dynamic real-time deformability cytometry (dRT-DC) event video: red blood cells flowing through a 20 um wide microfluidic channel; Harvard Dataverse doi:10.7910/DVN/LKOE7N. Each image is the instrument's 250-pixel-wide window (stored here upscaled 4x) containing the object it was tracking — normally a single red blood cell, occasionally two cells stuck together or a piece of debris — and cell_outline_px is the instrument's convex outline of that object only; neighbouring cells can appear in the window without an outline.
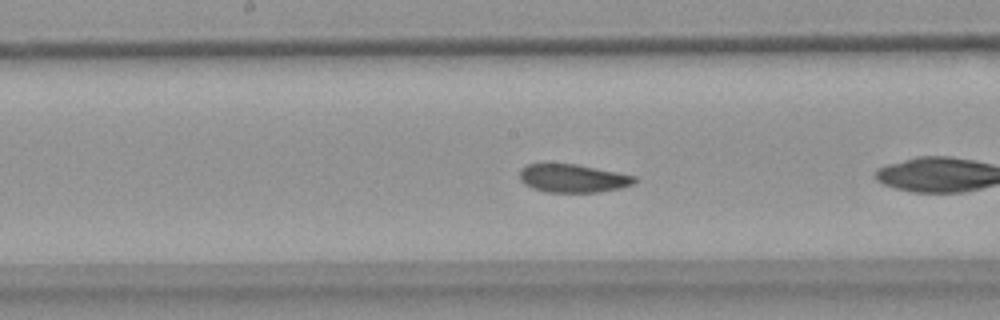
{"species": "common noctule bat (a hibernating species)", "species_latin": "Nyctalus noctula", "temperature_condition": "warm", "stored_images_in_passage": 40, "camera_frame_rate_fps": 3000, "um_per_image_px": 0.085, "animal": {"sex": "female", "body_mass_g": 18.4}, "frame": {"image": 1, "passage_image": 12, "time_ms": 3.667, "image_size_px": [1000, 320], "cell_outline_px": [[636, 180], [632, 184], [620, 188], [600, 192], [544, 192], [532, 188], [524, 184], [520, 180], [520, 168], [528, 164], [576, 164], [636, 176]], "centroid_in_image_um": [48.66, 15.16], "position_along_channel_um": 199.5, "area_um2": 18.84}}
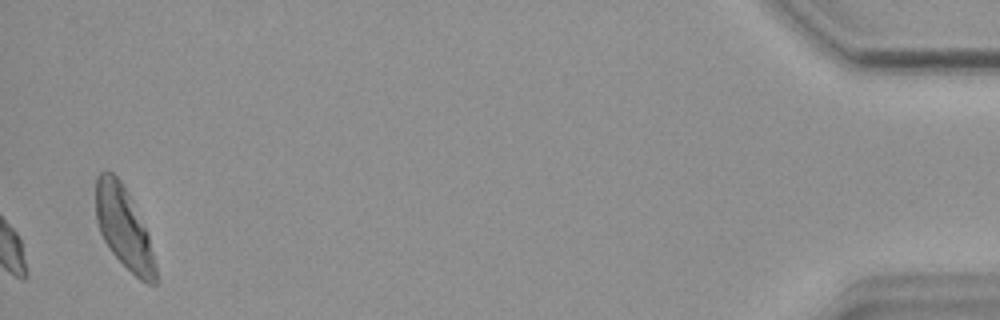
{"frame": {"image": 2, "passage_image": 40, "time_ms": 13.0, "image_size_px": [1000, 320], "cell_outline_px": [[156, 284], [148, 284], [140, 280], [108, 248], [100, 232], [96, 220], [96, 176], [104, 168], [112, 172], [120, 180], [128, 192], [148, 232], [156, 264]], "centroid_in_image_um": [10.52, 19.32], "position_along_channel_um": 424.7, "area_um2": 28.5}, "authors_computed_cell_mechanics": {"area_um2": 19.4497, "velocity_mm_per_s": 3.6829, "shape_relaxation_time_tau1_ms": 3.355, "shape_relaxation_time_tau2_ms": 4.7389, "deformation_change_tau1": 0.0729, "deformation_change_tau2": 0.0787}}